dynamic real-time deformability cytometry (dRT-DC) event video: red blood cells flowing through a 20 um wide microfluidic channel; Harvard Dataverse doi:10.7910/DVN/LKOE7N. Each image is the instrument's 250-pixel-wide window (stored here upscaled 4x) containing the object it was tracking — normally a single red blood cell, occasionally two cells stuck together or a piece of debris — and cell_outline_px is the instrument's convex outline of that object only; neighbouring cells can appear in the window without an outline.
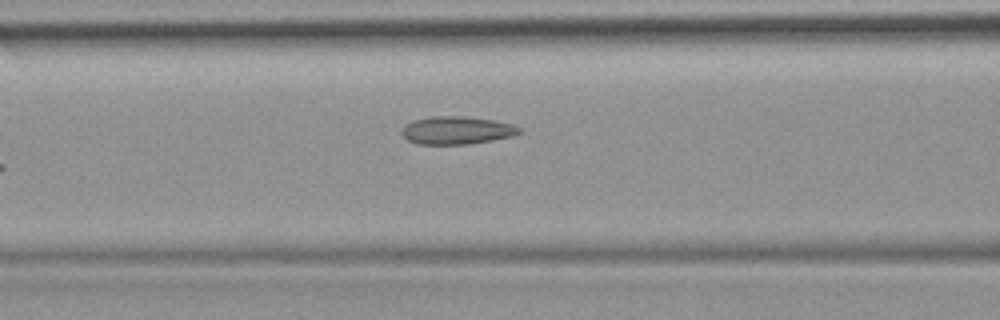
{"species": "common noctule bat (a hibernating species)", "species_latin": "Nyctalus noctula", "temperature_condition": "room temperature", "stored_images_in_passage": 5, "camera_frame_rate_fps": 3000, "um_per_image_px": 0.085, "animal": {"sex": "female", "body_mass_g": 19.9}, "frame": {"image": 1, "passage_image": 5, "time_ms": 4.667, "image_size_px": [1000, 320], "cell_outline_px": [[520, 132], [512, 136], [492, 140], [468, 144], [416, 144], [408, 140], [400, 132], [412, 120], [432, 116], [460, 116], [492, 120], [512, 124], [520, 128]], "centroid_in_image_um": [38.8, 11.08], "position_along_channel_um": 127.8, "area_um2": 18.84}}